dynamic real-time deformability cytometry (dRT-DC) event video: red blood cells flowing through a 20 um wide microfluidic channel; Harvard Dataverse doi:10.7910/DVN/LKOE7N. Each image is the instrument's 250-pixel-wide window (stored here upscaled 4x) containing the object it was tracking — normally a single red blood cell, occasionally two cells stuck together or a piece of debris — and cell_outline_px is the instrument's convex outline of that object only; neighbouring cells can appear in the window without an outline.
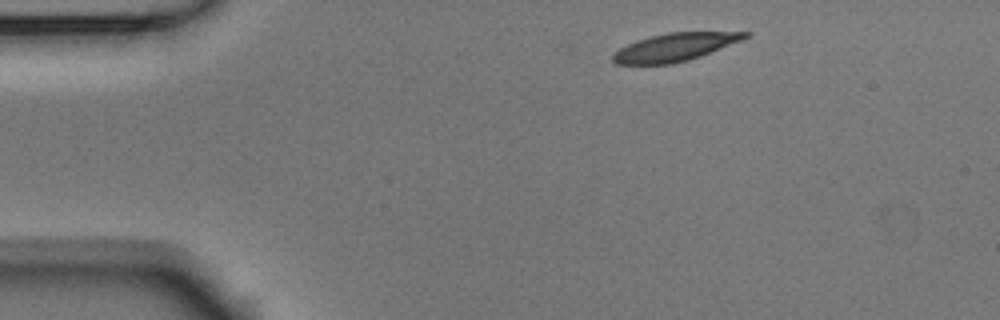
{"species": "Egyptian fruit bat (a non-hibernating species)", "species_latin": "Rousettus aegyptiacus", "temperature_condition": "room temperature", "stored_images_in_passage": 4, "camera_frame_rate_fps": 3000, "um_per_image_px": 0.085, "animal": {"sex": "male"}, "frame": {"image": 1, "passage_image": 1, "time_ms": 0.0, "image_size_px": [1000, 320], "cell_outline_px": [[752, 32], [748, 36], [740, 40], [700, 56], [688, 60], [672, 64], [616, 64], [612, 60], [612, 56], [620, 48], [636, 40], [668, 32]], "centroid_in_image_um": [57.32, 4.01], "position_along_channel_um": 27.7, "area_um2": 21.1}}
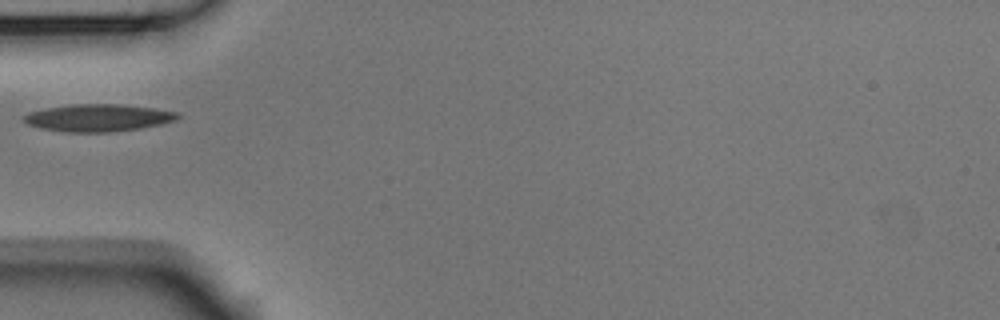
{"frame": {"image": 2, "passage_image": 3, "time_ms": 0.667, "image_size_px": [1000, 320], "cell_outline_px": [[180, 116], [176, 120], [160, 124], [140, 128], [108, 132], [64, 132], [40, 128], [28, 124], [20, 120], [28, 112], [48, 108], [72, 104], [120, 104], [156, 108], [180, 112]], "centroid_in_image_um": [8.35, 10.01], "position_along_channel_um": 76.7, "area_um2": 24.57}}
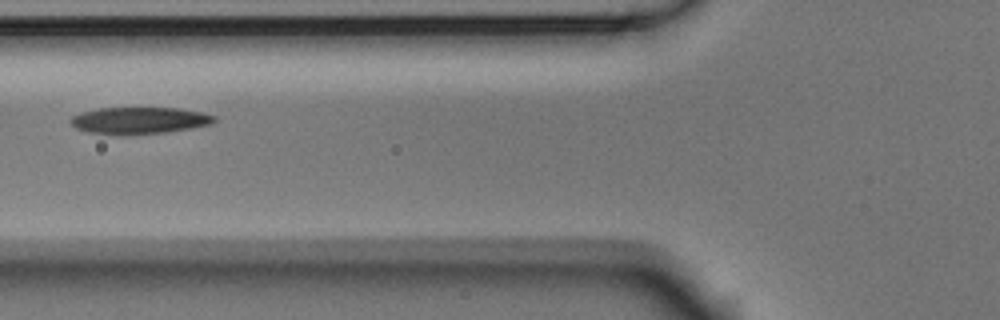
{"frame": {"image": 3, "passage_image": 4, "time_ms": 1.0, "image_size_px": [1000, 320], "cell_outline_px": [[216, 120], [212, 124], [168, 132], [128, 136], [120, 136], [88, 132], [76, 128], [68, 120], [72, 116], [80, 112], [100, 108], [180, 108], [200, 112], [216, 116]], "centroid_in_image_um": [11.81, 10.26], "position_along_channel_um": 114.0, "area_um2": 22.83}}